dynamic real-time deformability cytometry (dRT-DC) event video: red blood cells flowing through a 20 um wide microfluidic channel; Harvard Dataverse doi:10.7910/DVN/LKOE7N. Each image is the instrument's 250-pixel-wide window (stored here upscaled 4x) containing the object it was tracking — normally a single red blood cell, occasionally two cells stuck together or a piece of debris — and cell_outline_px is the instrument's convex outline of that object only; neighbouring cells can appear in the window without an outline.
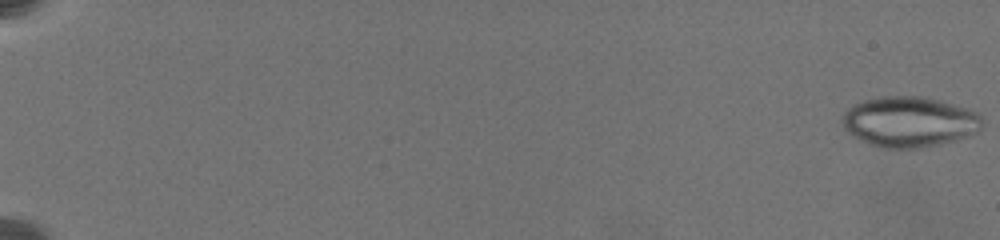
{"species": "common noctule bat (a hibernating species)", "species_latin": "Nyctalus noctula", "temperature_condition": "warm", "stored_images_in_passage": 20, "camera_frame_rate_fps": 3000, "um_per_image_px": 0.085, "animal": {"sex": "female", "body_mass_g": 19.5, "forearm_length_mm": 54.1}, "frame": {"image": 1, "passage_image": 1, "time_ms": 0.0, "image_size_px": [1000, 240], "cell_outline_px": [[984, 124], [980, 132], [968, 136], [936, 144], [916, 148], [888, 148], [872, 144], [848, 132], [844, 128], [844, 112], [856, 104], [864, 100], [884, 96], [924, 96], [940, 100], [972, 112], [980, 116]], "centroid_in_image_um": [77.32, 10.34], "position_along_channel_um": 7.7, "area_um2": 40.23}}